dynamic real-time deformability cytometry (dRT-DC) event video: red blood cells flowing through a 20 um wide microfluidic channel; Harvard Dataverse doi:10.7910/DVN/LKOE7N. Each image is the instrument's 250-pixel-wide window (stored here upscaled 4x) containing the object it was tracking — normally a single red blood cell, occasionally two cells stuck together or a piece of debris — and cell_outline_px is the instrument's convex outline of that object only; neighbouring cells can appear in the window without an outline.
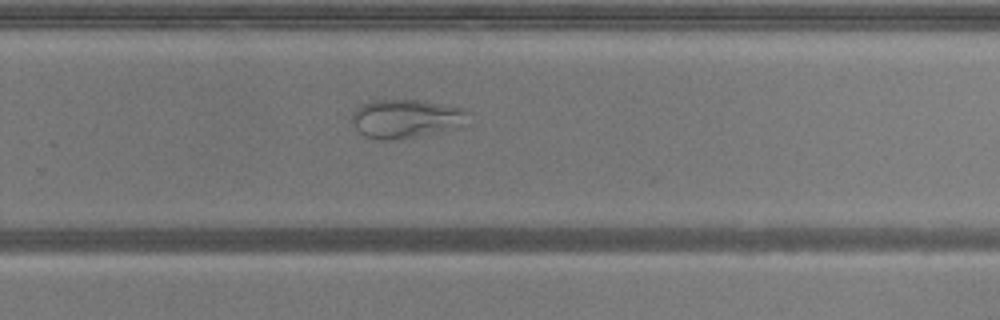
{"species": "common noctule bat (a hibernating species)", "species_latin": "Nyctalus noctula", "temperature_condition": "warm", "stored_images_in_passage": 34, "camera_frame_rate_fps": 3000, "um_per_image_px": 0.085, "animal": {"sex": "male", "body_mass_g": 20.5, "forearm_length_mm": 52.5}, "frame": {"image": 1, "passage_image": 25, "time_ms": 8.0, "image_size_px": [1000, 320], "cell_outline_px": [[472, 124], [412, 136], [380, 140], [364, 136], [356, 128], [352, 120], [352, 112], [360, 104], [372, 100], [420, 100], [444, 104], [464, 108], [472, 112]], "centroid_in_image_um": [34.59, 10.05], "position_along_channel_um": 295.2, "area_um2": 26.3}}